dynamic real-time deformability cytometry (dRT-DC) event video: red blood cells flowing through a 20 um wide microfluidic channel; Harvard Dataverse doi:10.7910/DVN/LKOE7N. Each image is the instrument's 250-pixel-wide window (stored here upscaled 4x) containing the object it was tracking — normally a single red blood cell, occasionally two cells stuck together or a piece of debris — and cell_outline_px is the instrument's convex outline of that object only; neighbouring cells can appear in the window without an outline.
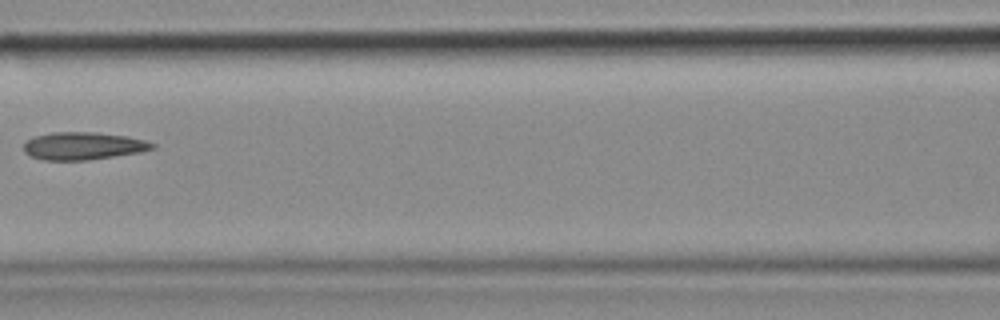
{"species": "common noctule bat (a hibernating species)", "species_latin": "Nyctalus noctula", "temperature_condition": "cold", "stored_images_in_passage": 6, "camera_frame_rate_fps": 3000, "um_per_image_px": 0.085, "animal": {"sex": "female", "body_mass_g": 18.4}, "frame": {"image": 1, "passage_image": 6, "time_ms": 1.667, "image_size_px": [1000, 320], "cell_outline_px": [[156, 148], [140, 152], [88, 160], [44, 160], [32, 156], [24, 152], [24, 144], [32, 136], [52, 132], [96, 132], [128, 136], [144, 140], [156, 144]], "centroid_in_image_um": [7.08, 12.39], "position_along_channel_um": 159.5, "area_um2": 20.75}}